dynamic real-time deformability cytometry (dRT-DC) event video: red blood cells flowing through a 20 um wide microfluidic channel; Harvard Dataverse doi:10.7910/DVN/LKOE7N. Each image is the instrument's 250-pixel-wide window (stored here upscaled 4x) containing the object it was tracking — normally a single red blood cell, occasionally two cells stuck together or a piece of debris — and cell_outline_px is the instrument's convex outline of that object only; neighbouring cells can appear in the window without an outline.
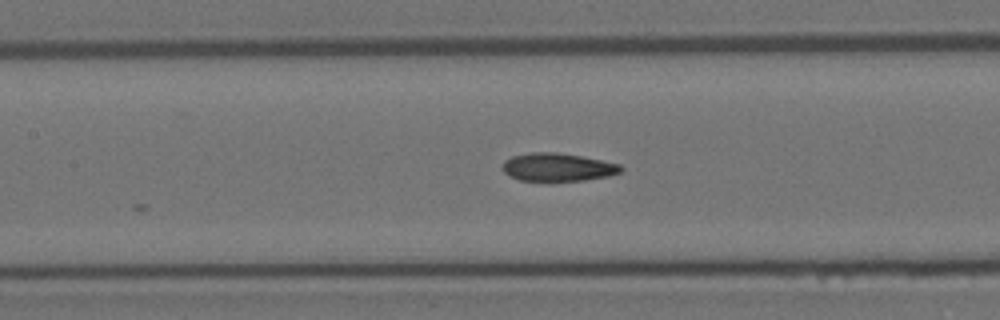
{"species": "Egyptian fruit bat (a non-hibernating species)", "species_latin": "Rousettus aegyptiacus", "temperature_condition": "room temperature", "stored_images_in_passage": 7, "camera_frame_rate_fps": 3000, "um_per_image_px": 0.085, "animal": {"sex": "female"}, "frame": {"image": 1, "passage_image": 7, "time_ms": 2.0, "image_size_px": [1000, 320], "cell_outline_px": [[624, 168], [620, 172], [608, 176], [584, 180], [548, 184], [520, 180], [504, 172], [504, 160], [512, 156], [532, 152], [556, 152], [580, 156], [620, 164]], "centroid_in_image_um": [47.4, 14.25], "position_along_channel_um": 160.0, "area_um2": 19.88}}